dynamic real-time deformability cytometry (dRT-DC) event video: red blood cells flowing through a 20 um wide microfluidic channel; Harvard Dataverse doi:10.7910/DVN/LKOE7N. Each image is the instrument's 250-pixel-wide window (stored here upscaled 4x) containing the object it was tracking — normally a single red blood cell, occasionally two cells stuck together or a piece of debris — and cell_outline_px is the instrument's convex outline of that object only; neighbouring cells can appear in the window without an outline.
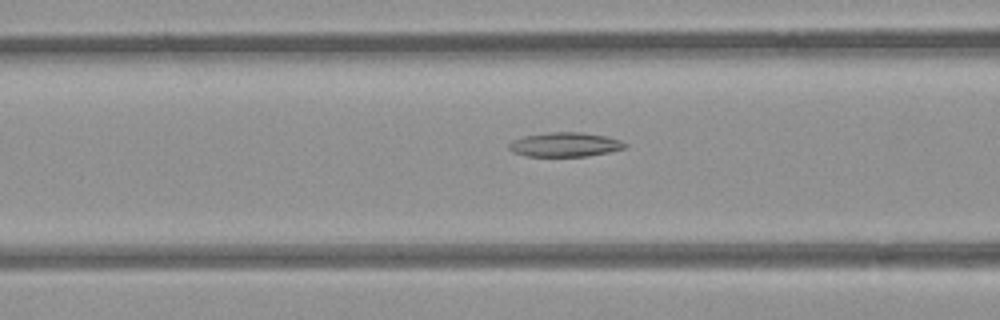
{"species": "common noctule bat (a hibernating species)", "species_latin": "Nyctalus noctula", "temperature_condition": "room temperature", "stored_images_in_passage": 33, "camera_frame_rate_fps": 3000, "um_per_image_px": 0.085, "animal": {"sex": "female", "body_mass_g": 21.9}, "frame": {"image": 1, "passage_image": 8, "time_ms": 2.333, "image_size_px": [1000, 320], "cell_outline_px": [[628, 144], [624, 148], [608, 152], [588, 156], [524, 156], [512, 152], [508, 148], [508, 144], [512, 140], [524, 136], [548, 132], [580, 132], [608, 136], [620, 140]], "centroid_in_image_um": [48.0, 12.28], "position_along_channel_um": 118.6, "area_um2": 16.53}}
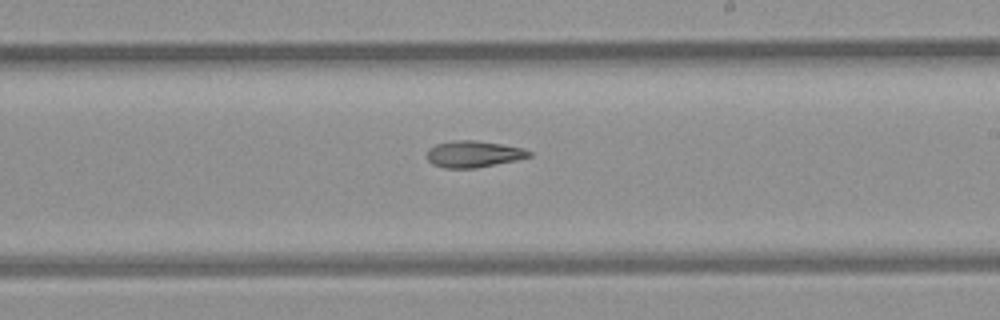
{"frame": {"image": 2, "passage_image": 18, "time_ms": 5.667, "image_size_px": [1000, 320], "cell_outline_px": [[532, 156], [516, 160], [476, 168], [444, 168], [432, 164], [428, 160], [428, 148], [436, 144], [452, 140], [476, 140], [524, 148], [532, 152]], "centroid_in_image_um": [40.25, 13.09], "position_along_channel_um": 248.7, "area_um2": 15.84}}
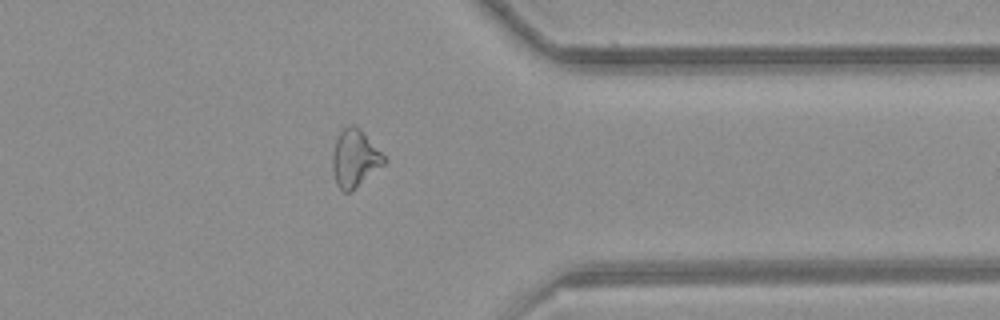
{"frame": {"image": 3, "passage_image": 29, "time_ms": 9.333, "image_size_px": [1000, 320], "cell_outline_px": [[388, 160], [384, 164], [348, 192], [344, 192], [336, 184], [332, 172], [332, 152], [336, 136], [348, 124], [352, 124], [360, 128]], "centroid_in_image_um": [30.12, 13.42], "position_along_channel_um": 381.3, "area_um2": 17.11}}